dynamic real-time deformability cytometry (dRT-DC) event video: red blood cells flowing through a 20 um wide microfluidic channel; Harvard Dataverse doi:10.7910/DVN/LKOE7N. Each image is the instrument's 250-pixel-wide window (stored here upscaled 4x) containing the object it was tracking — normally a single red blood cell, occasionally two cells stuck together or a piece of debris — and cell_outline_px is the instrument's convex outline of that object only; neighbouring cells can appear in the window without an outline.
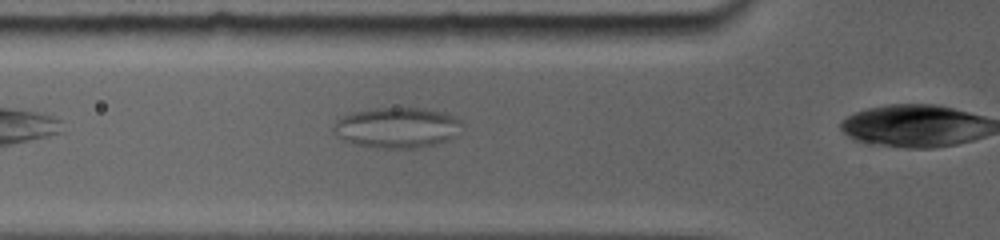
{"species": "common noctule bat (a hibernating species)", "species_latin": "Nyctalus noctula", "temperature_condition": "room temperature", "stored_images_in_passage": 7, "camera_frame_rate_fps": 5000, "um_per_image_px": 0.085, "animal": {"sex": "female", "body_mass_g": 19.0, "forearm_length_mm": 56.7}, "frame": {"image": 1, "passage_image": 4, "time_ms": 1.8, "image_size_px": [1000, 240], "cell_outline_px": [[460, 120], [444, 140], [412, 148], [400, 148], [364, 144], [348, 140], [344, 136], [336, 124], [336, 120], [344, 116], [356, 112], [376, 108], [424, 108], [444, 112]], "centroid_in_image_um": [33.76, 10.78], "position_along_channel_um": 92.0, "area_um2": 27.69}}
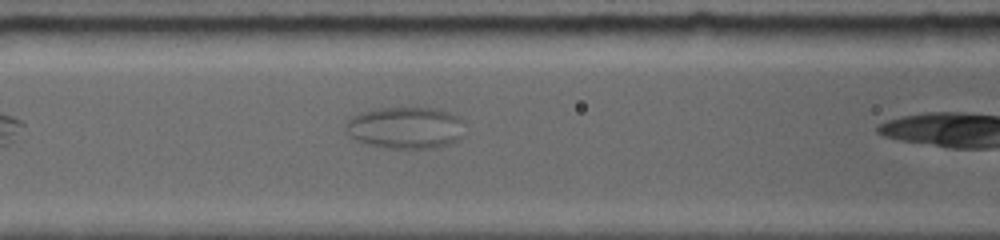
{"frame": {"image": 2, "passage_image": 6, "time_ms": 3.0, "image_size_px": [1000, 240], "cell_outline_px": [[460, 120], [452, 140], [440, 144], [420, 148], [412, 148], [376, 144], [360, 140], [352, 136], [348, 124], [348, 120], [352, 116], [360, 112], [380, 108], [432, 108], [448, 112], [456, 116]], "centroid_in_image_um": [34.36, 10.78], "position_along_channel_um": 132.2, "area_um2": 26.41}}